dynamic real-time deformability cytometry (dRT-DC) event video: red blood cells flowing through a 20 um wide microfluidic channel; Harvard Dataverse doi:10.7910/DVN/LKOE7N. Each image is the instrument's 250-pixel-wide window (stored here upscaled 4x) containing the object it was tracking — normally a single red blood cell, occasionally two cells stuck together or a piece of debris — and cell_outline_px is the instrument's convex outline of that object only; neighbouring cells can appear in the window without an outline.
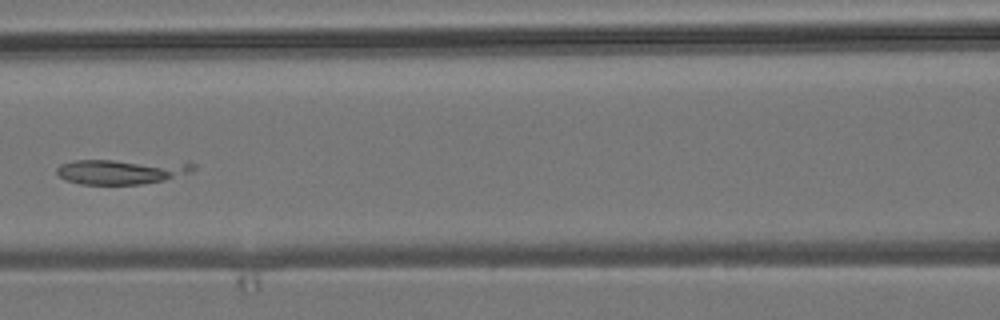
{"species": "common noctule bat (a hibernating species)", "species_latin": "Nyctalus noctula", "temperature_condition": "room temperature", "stored_images_in_passage": 7, "camera_frame_rate_fps": 3000, "um_per_image_px": 0.085, "animal": {"sex": "male", "body_mass_g": 19.2, "forearm_length_mm": 51.8}, "frame": {"image": 1, "passage_image": 6, "time_ms": 6.333, "image_size_px": [1000, 320], "cell_outline_px": [[196, 168], [192, 172], [164, 180], [140, 184], [80, 184], [64, 180], [56, 172], [56, 168], [60, 164], [72, 160], [192, 160], [196, 164]], "centroid_in_image_um": [10.45, 14.54], "position_along_channel_um": 156.1, "area_um2": 20.81}}